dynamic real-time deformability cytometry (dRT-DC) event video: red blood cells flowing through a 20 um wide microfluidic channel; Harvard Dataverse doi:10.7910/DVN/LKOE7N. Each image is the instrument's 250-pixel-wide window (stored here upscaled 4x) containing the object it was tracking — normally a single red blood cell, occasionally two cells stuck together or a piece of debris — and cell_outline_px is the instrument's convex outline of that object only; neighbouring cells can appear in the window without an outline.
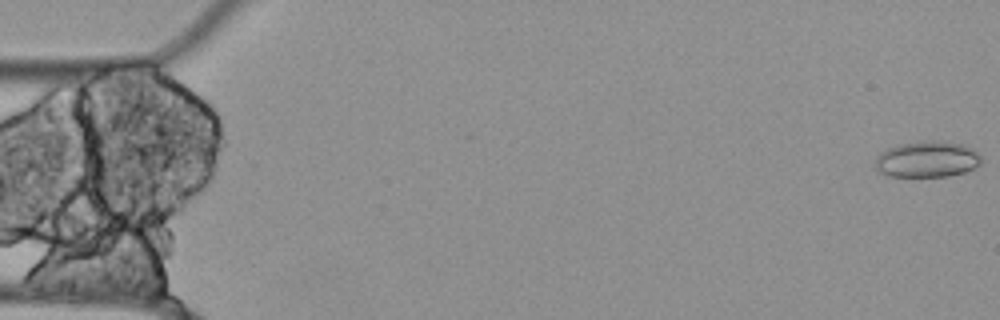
{"species": "Egyptian fruit bat (a non-hibernating species)", "species_latin": "Rousettus aegyptiacus", "temperature_condition": "cold", "stored_images_in_passage": 56, "camera_frame_rate_fps": 3000, "um_per_image_px": 0.085, "animal": {"sex": "female"}, "frame": {"image": 1, "passage_image": 1, "time_ms": 0.0, "image_size_px": [1000, 320], "cell_outline_px": [[980, 164], [964, 172], [948, 176], [888, 176], [880, 172], [876, 168], [876, 156], [880, 152], [896, 144], [916, 140], [932, 140], [964, 144], [972, 148], [980, 156]], "centroid_in_image_um": [78.77, 13.51], "position_along_channel_um": 6.2, "area_um2": 22.48}}
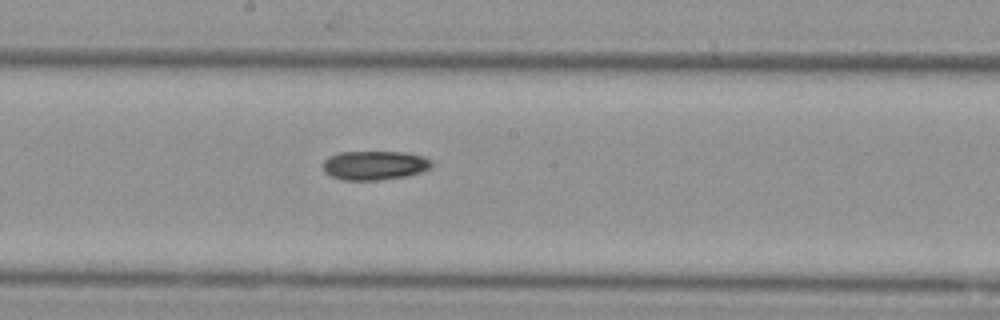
{"frame": {"image": 2, "passage_image": 30, "time_ms": 9.667, "image_size_px": [1000, 320], "cell_outline_px": [[432, 168], [420, 172], [404, 176], [380, 180], [344, 180], [332, 176], [324, 172], [324, 160], [328, 156], [340, 152], [408, 152], [424, 156], [432, 160]], "centroid_in_image_um": [31.87, 14.04], "position_along_channel_um": 216.3, "area_um2": 18.5}}
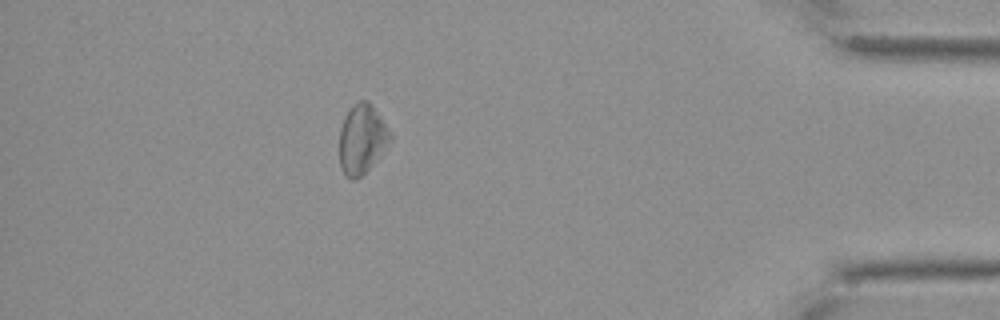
{"frame": {"image": 3, "passage_image": 50, "time_ms": 16.333, "image_size_px": [1000, 320], "cell_outline_px": [[392, 140], [368, 168], [356, 180], [352, 180], [340, 168], [340, 128], [344, 116], [356, 100], [368, 100], [372, 104], [392, 136]], "centroid_in_image_um": [30.75, 11.78], "position_along_channel_um": 404.5, "area_um2": 20.23}}